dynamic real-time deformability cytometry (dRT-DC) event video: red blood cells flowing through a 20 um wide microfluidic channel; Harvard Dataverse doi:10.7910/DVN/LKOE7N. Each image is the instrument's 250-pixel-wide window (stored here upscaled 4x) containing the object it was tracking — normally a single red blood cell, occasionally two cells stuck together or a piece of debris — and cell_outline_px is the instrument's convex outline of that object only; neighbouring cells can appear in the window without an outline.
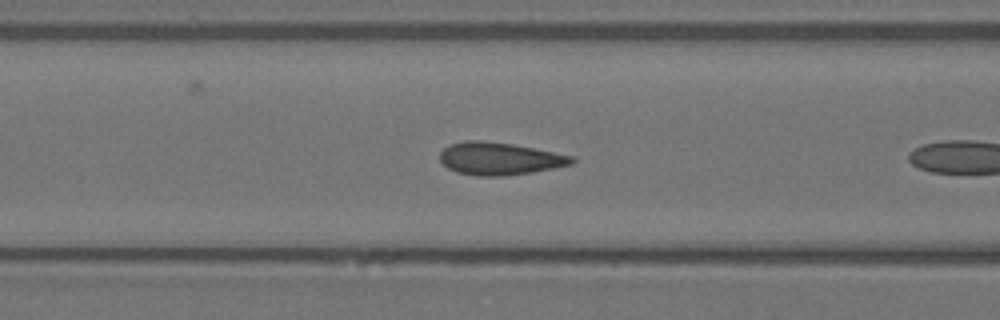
{"species": "Egyptian fruit bat (a non-hibernating species)", "species_latin": "Rousettus aegyptiacus", "temperature_condition": "warm", "stored_images_in_passage": 6, "camera_frame_rate_fps": 3000, "um_per_image_px": 0.085, "animal": {"sex": "female"}, "frame": {"image": 1, "passage_image": 5, "time_ms": 1.333, "image_size_px": [1000, 320], "cell_outline_px": [[576, 160], [572, 164], [532, 172], [504, 176], [476, 176], [456, 172], [448, 168], [440, 160], [440, 152], [448, 144], [464, 140], [480, 140], [512, 144], [576, 156]], "centroid_in_image_um": [42.45, 13.48], "position_along_channel_um": 124.1, "area_um2": 25.14}}